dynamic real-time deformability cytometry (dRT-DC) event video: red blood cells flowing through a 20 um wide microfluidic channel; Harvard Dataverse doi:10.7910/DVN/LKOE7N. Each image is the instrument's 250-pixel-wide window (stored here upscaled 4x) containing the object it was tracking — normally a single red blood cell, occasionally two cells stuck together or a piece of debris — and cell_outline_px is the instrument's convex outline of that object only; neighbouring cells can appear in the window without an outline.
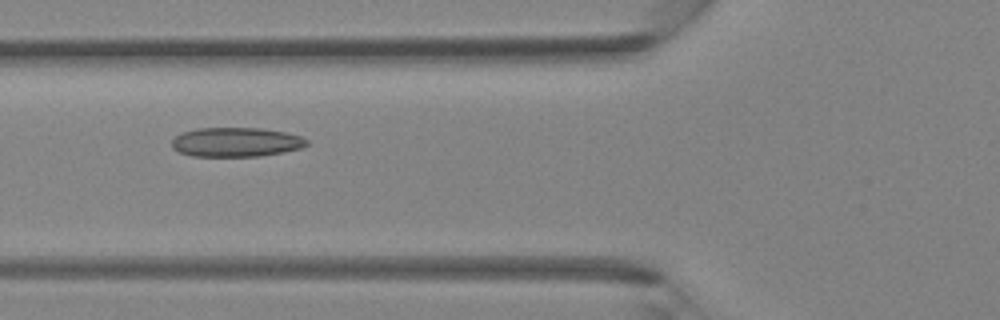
{"species": "Egyptian fruit bat (a non-hibernating species)", "species_latin": "Rousettus aegyptiacus", "temperature_condition": "room temperature", "stored_images_in_passage": 41, "camera_frame_rate_fps": 3000, "um_per_image_px": 0.085, "animal": {"sex": "female"}, "frame": {"image": 1, "passage_image": 16, "time_ms": 5.0, "image_size_px": [1000, 320], "cell_outline_px": [[308, 144], [300, 148], [284, 152], [260, 156], [192, 156], [180, 152], [172, 148], [172, 140], [176, 136], [184, 132], [196, 128], [260, 128], [284, 132], [300, 136], [308, 140]], "centroid_in_image_um": [20.06, 12.08], "position_along_channel_um": 105.7, "area_um2": 22.95}}
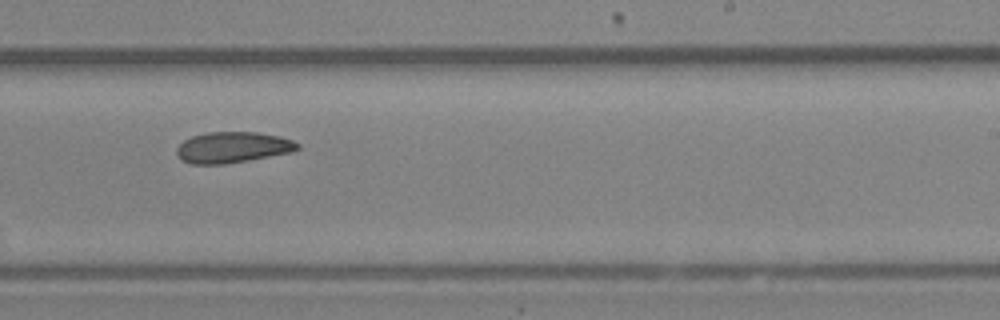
{"frame": {"image": 2, "passage_image": 26, "time_ms": 8.333, "image_size_px": [1000, 320], "cell_outline_px": [[300, 148], [292, 152], [248, 160], [224, 164], [192, 164], [180, 160], [176, 152], [176, 148], [184, 140], [192, 136], [208, 132], [256, 132], [280, 136], [292, 140], [300, 144]], "centroid_in_image_um": [19.77, 12.52], "position_along_channel_um": 269.2, "area_um2": 21.85}}
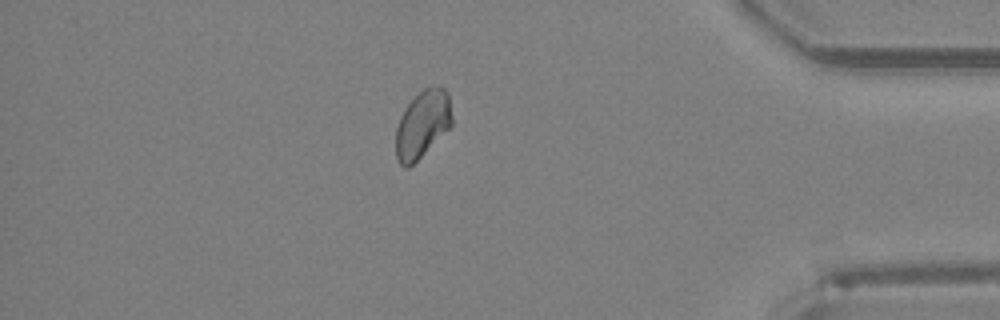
{"frame": {"image": 3, "passage_image": 36, "time_ms": 11.667, "image_size_px": [1000, 320], "cell_outline_px": [[452, 124], [408, 168], [404, 168], [400, 164], [396, 156], [396, 128], [400, 116], [404, 108], [424, 88], [436, 84], [440, 84], [448, 92], [452, 116]], "centroid_in_image_um": [35.9, 10.51], "position_along_channel_um": 399.3, "area_um2": 21.79}}